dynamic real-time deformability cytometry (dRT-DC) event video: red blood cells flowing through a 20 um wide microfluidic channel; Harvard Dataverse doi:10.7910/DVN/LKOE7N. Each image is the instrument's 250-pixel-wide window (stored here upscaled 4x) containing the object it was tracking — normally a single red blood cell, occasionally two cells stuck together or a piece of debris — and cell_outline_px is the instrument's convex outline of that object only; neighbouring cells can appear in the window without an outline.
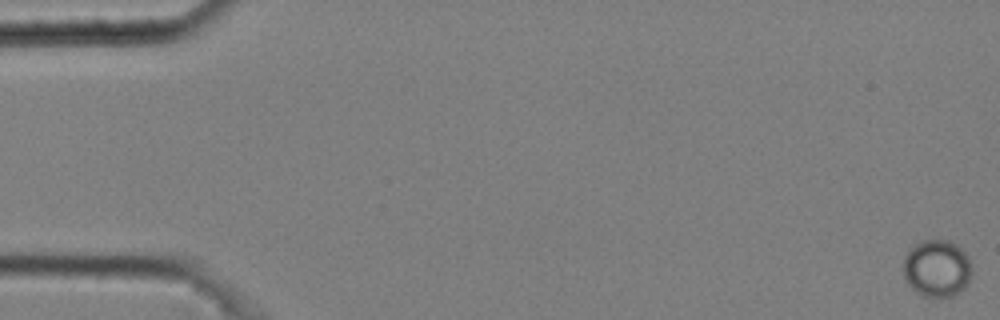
{"species": "common noctule bat (a hibernating species)", "species_latin": "Nyctalus noctula", "temperature_condition": "cold", "stored_images_in_passage": 6, "camera_frame_rate_fps": 3000, "um_per_image_px": 0.085, "animal": {"sex": "male", "body_mass_g": 20.4}, "frame": {"image": 1, "passage_image": 1, "time_ms": 0.0, "image_size_px": [1000, 320], "cell_outline_px": [[972, 272], [968, 284], [960, 292], [952, 296], [940, 300], [920, 296], [908, 284], [904, 276], [904, 256], [908, 248], [924, 240], [952, 240], [968, 256], [972, 268]], "centroid_in_image_um": [79.64, 22.85], "position_along_channel_um": 5.4, "area_um2": 23.52}}
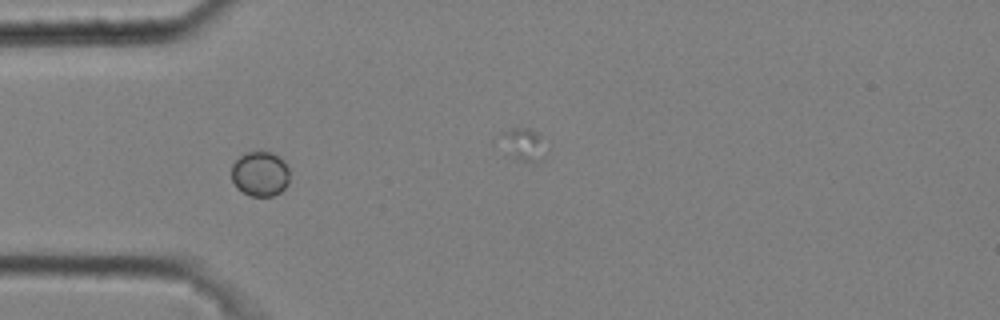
{"frame": {"image": 2, "passage_image": 5, "time_ms": 1.333, "image_size_px": [1000, 320], "cell_outline_px": [[288, 184], [280, 192], [272, 196], [248, 196], [236, 188], [232, 180], [232, 164], [240, 156], [248, 152], [272, 152], [280, 156], [284, 160], [288, 168]], "centroid_in_image_um": [22.11, 14.78], "position_along_channel_um": 62.9, "area_um2": 15.32}}
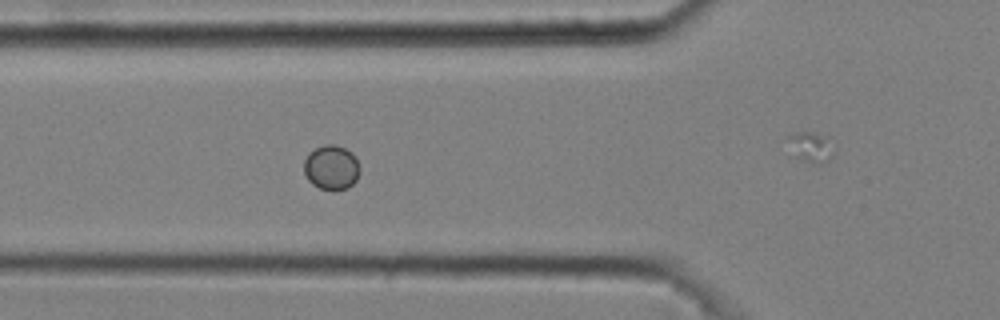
{"frame": {"image": 3, "passage_image": 6, "time_ms": 1.667, "image_size_px": [1000, 320], "cell_outline_px": [[360, 172], [356, 180], [348, 188], [320, 188], [312, 184], [308, 180], [304, 172], [304, 160], [308, 152], [324, 144], [336, 144], [352, 152], [356, 160]], "centroid_in_image_um": [28.15, 14.2], "position_along_channel_um": 97.7, "area_um2": 14.33}}